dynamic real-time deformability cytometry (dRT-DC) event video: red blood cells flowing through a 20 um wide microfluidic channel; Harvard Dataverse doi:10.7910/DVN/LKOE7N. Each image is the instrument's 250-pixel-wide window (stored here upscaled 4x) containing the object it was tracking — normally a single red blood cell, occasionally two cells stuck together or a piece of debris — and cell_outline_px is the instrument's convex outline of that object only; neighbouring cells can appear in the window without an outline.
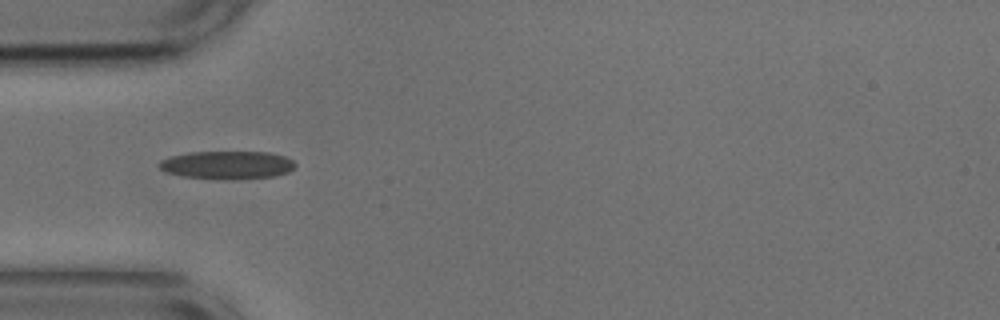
{"species": "common noctule bat (a hibernating species)", "species_latin": "Nyctalus noctula", "temperature_condition": "cold", "stored_images_in_passage": 39, "camera_frame_rate_fps": 3000, "um_per_image_px": 0.085, "animal": {"sex": "male", "body_mass_g": 17.9, "forearm_length_mm": 54.2}, "frame": {"image": 1, "passage_image": 1, "time_ms": 0.0, "image_size_px": [1000, 320], "cell_outline_px": [[296, 164], [288, 172], [276, 176], [224, 180], [184, 176], [164, 172], [156, 164], [160, 160], [172, 156], [192, 152], [272, 152], [284, 156], [292, 160]], "centroid_in_image_um": [19.3, 14.03], "position_along_channel_um": 65.7, "area_um2": 22.31}}
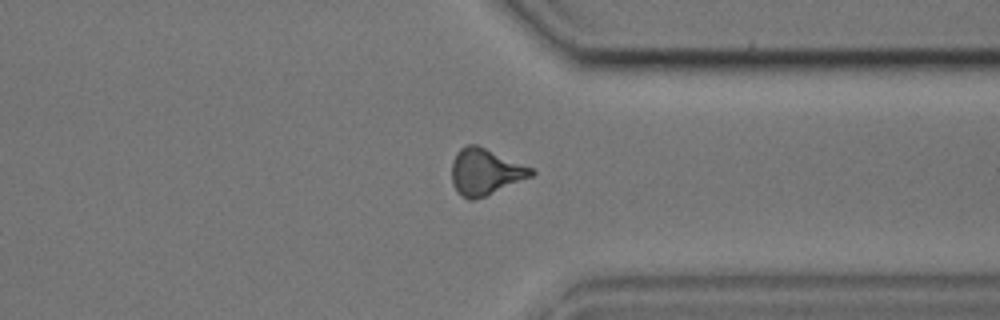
{"frame": {"image": 2, "passage_image": 26, "time_ms": 8.333, "image_size_px": [1000, 320], "cell_outline_px": [[536, 172], [532, 176], [484, 196], [472, 200], [468, 200], [456, 192], [452, 184], [452, 160], [456, 152], [460, 148], [468, 144], [476, 144], [532, 168]], "centroid_in_image_um": [41.2, 14.6], "position_along_channel_um": 370.2, "area_um2": 21.27}}
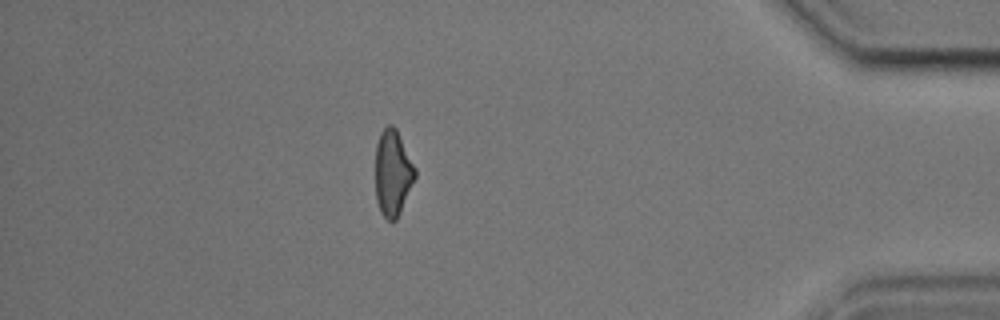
{"frame": {"image": 3, "passage_image": 32, "time_ms": 10.333, "image_size_px": [1000, 320], "cell_outline_px": [[416, 176], [400, 212], [396, 220], [388, 220], [380, 212], [376, 200], [376, 144], [380, 132], [388, 124], [392, 124], [396, 128], [416, 168]], "centroid_in_image_um": [33.38, 14.68], "position_along_channel_um": 401.8, "area_um2": 19.83}, "authors_computed_cell_mechanics": {"area_um2": 20.7502, "velocity_mm_per_s": 3.6733, "shape_relaxation_time_tau1_ms": null, "shape_relaxation_time_tau2_ms": 3.3665, "deformation_change_tau1": null, "deformation_change_tau2": 0.1256}}